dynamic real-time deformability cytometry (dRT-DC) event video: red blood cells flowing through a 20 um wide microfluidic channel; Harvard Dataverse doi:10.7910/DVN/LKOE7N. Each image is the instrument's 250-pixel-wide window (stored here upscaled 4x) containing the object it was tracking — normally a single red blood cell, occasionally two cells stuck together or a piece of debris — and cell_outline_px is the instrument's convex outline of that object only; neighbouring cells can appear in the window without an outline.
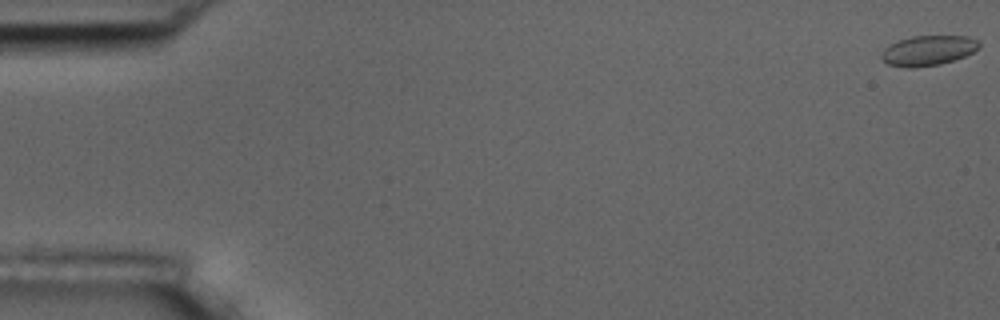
{"species": "common noctule bat (a hibernating species)", "species_latin": "Nyctalus noctula", "temperature_condition": "room temperature", "stored_images_in_passage": 57, "camera_frame_rate_fps": 3000, "um_per_image_px": 0.085, "animal": {"sex": "male", "body_mass_g": 17.5, "forearm_length_mm": 52.3}, "frame": {"image": 1, "passage_image": 1, "time_ms": 0.0, "image_size_px": [1000, 320], "cell_outline_px": [[980, 48], [964, 56], [940, 64], [912, 68], [908, 68], [888, 64], [880, 56], [880, 52], [884, 48], [900, 40], [912, 36], [968, 36], [976, 40], [980, 44]], "centroid_in_image_um": [78.88, 4.29], "position_along_channel_um": 6.1, "area_um2": 16.94}}
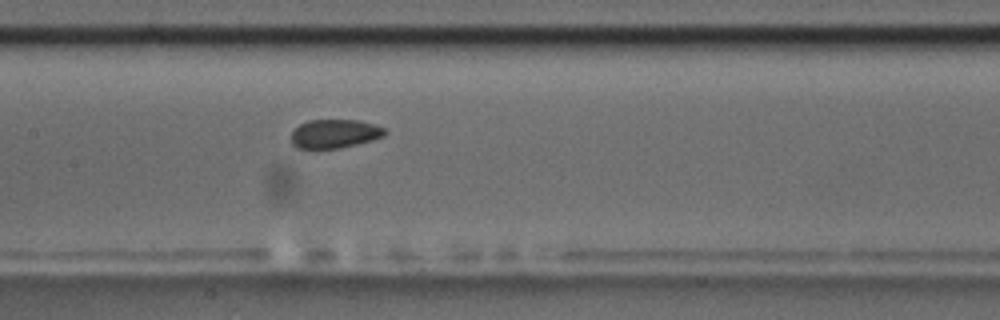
{"frame": {"image": 2, "passage_image": 28, "time_ms": 9.0, "image_size_px": [1000, 320], "cell_outline_px": [[388, 132], [384, 136], [372, 140], [340, 148], [296, 148], [292, 144], [292, 132], [300, 124], [308, 120], [360, 120], [384, 128]], "centroid_in_image_um": [28.45, 11.36], "position_along_channel_um": 178.9, "area_um2": 15.61}}
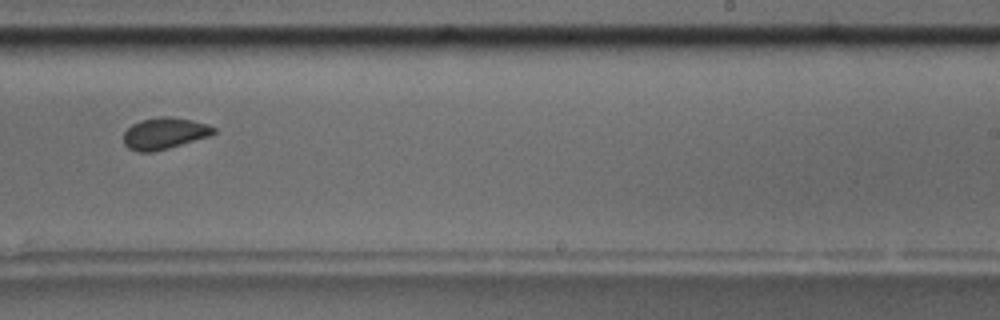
{"frame": {"image": 3, "passage_image": 36, "time_ms": 11.667, "image_size_px": [1000, 320], "cell_outline_px": [[216, 132], [208, 136], [168, 148], [152, 152], [136, 152], [128, 148], [124, 144], [124, 132], [132, 124], [140, 120], [160, 116], [172, 116], [192, 120], [208, 124], [216, 128]], "centroid_in_image_um": [13.96, 11.32], "position_along_channel_um": 275.0, "area_um2": 16.59}, "authors_computed_cell_mechanics": {"area_um2": 16.4152, "velocity_mm_per_s": 3.6102, "shape_relaxation_time_tau1_ms": null, "shape_relaxation_time_tau2_ms": 1.6147, "deformation_change_tau1": null, "deformation_change_tau2": 0.0473}}